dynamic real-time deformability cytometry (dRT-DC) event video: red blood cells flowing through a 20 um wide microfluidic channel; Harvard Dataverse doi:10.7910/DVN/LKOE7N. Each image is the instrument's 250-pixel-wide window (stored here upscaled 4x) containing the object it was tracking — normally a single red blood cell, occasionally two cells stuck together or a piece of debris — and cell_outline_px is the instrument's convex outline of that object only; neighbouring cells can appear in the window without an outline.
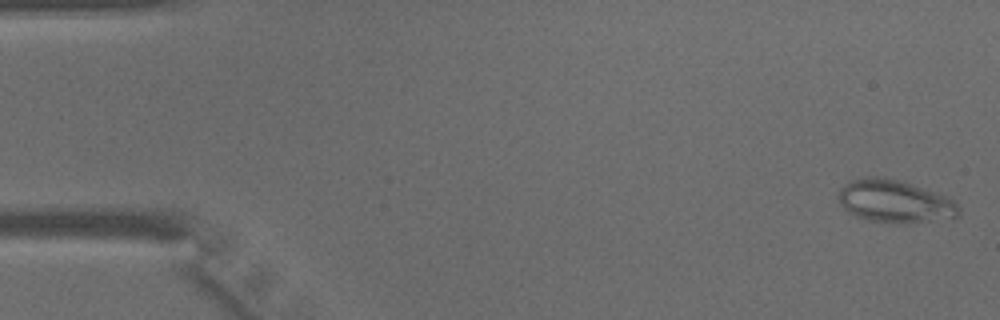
{"species": "common noctule bat (a hibernating species)", "species_latin": "Nyctalus noctula", "temperature_condition": "warm", "stored_images_in_passage": 29, "camera_frame_rate_fps": 3000, "um_per_image_px": 0.085, "animal": {"sex": "male", "body_mass_g": 15.6}, "frame": {"image": 1, "passage_image": 1, "time_ms": 0.0, "image_size_px": [1000, 320], "cell_outline_px": [[960, 216], [908, 224], [888, 224], [868, 220], [856, 216], [848, 212], [840, 204], [836, 196], [840, 188], [848, 180], [868, 176], [884, 176], [900, 180], [948, 196], [960, 208]], "centroid_in_image_um": [76.01, 17.11], "position_along_channel_um": 9.0, "area_um2": 30.63}}
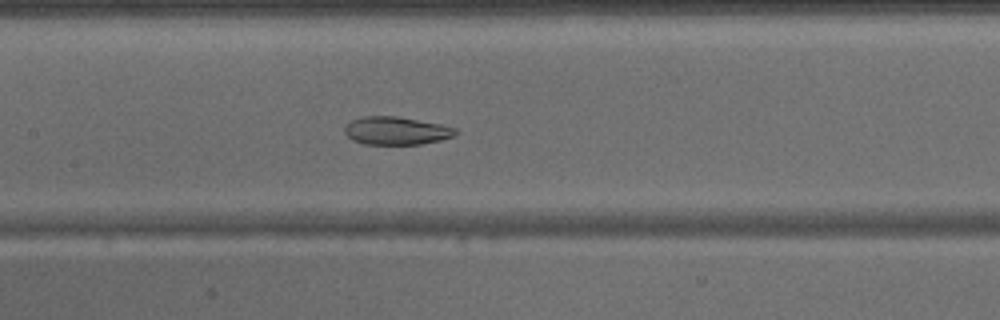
{"frame": {"image": 2, "passage_image": 21, "time_ms": 6.667, "image_size_px": [1000, 320], "cell_outline_px": [[460, 132], [456, 136], [440, 140], [420, 144], [364, 144], [352, 140], [344, 132], [344, 128], [352, 120], [364, 116], [396, 116], [440, 124], [456, 128]], "centroid_in_image_um": [33.71, 11.11], "position_along_channel_um": 173.7, "area_um2": 18.09}}